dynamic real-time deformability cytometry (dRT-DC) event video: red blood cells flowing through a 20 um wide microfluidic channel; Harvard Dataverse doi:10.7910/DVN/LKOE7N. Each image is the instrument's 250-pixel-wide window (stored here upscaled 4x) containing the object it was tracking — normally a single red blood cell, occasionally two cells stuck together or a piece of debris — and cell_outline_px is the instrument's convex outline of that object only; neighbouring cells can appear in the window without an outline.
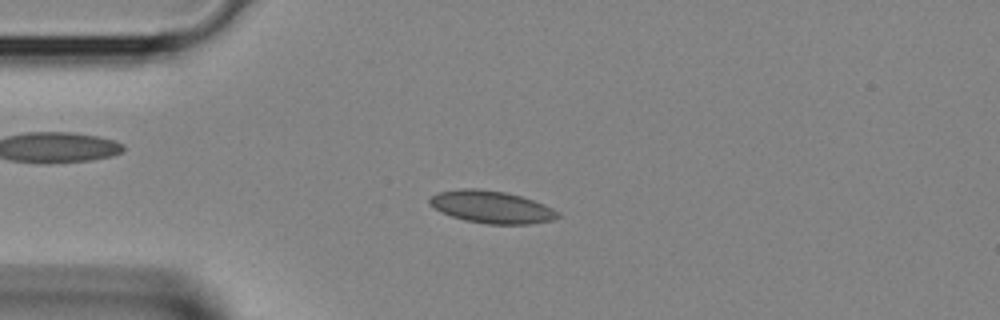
{"species": "Egyptian fruit bat (a non-hibernating species)", "species_latin": "Rousettus aegyptiacus", "temperature_condition": "room temperature", "stored_images_in_passage": 37, "camera_frame_rate_fps": 3000, "um_per_image_px": 0.085, "animal": {"sex": "female"}, "frame": {"image": 1, "passage_image": 8, "time_ms": 2.333, "image_size_px": [1000, 320], "cell_outline_px": [[564, 216], [552, 220], [528, 224], [488, 224], [464, 220], [452, 216], [436, 208], [428, 200], [436, 192], [460, 188], [480, 188], [508, 192], [544, 204], [560, 212]], "centroid_in_image_um": [41.83, 17.58], "position_along_channel_um": 43.2, "area_um2": 24.22}}
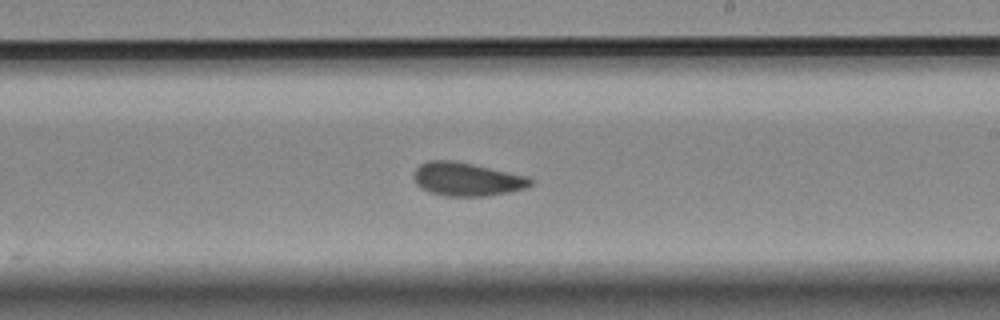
{"frame": {"image": 2, "passage_image": 21, "time_ms": 6.667, "image_size_px": [1000, 320], "cell_outline_px": [[532, 184], [528, 188], [488, 196], [444, 196], [420, 188], [416, 184], [412, 176], [416, 168], [420, 164], [428, 160], [456, 160], [528, 176], [532, 180]], "centroid_in_image_um": [39.67, 15.22], "position_along_channel_um": 249.3, "area_um2": 23.0}}
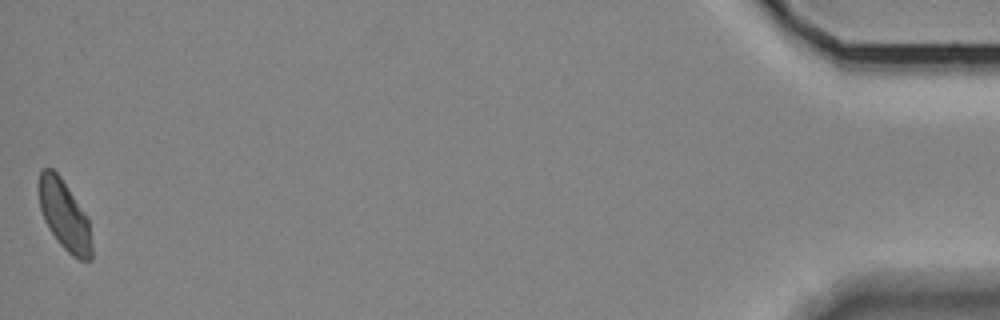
{"frame": {"image": 3, "passage_image": 37, "time_ms": 12.0, "image_size_px": [1000, 320], "cell_outline_px": [[92, 260], [80, 260], [72, 256], [60, 244], [48, 228], [44, 220], [40, 208], [36, 184], [40, 172], [44, 168], [52, 168], [60, 176], [88, 216], [92, 248]], "centroid_in_image_um": [5.45, 18.28], "position_along_channel_um": 429.7, "area_um2": 21.85}}